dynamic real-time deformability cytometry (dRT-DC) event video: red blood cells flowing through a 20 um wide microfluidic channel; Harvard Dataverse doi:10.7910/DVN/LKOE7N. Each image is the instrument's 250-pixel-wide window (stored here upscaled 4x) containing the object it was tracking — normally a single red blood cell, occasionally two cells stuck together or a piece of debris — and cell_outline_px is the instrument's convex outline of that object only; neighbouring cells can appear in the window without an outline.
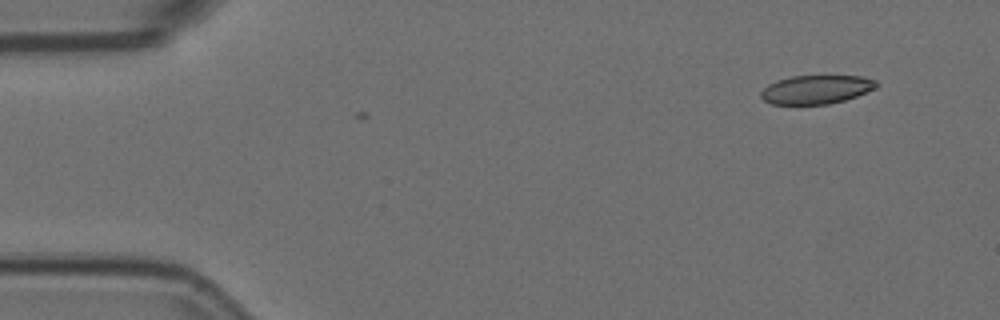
{"species": "Egyptian fruit bat (a non-hibernating species)", "species_latin": "Rousettus aegyptiacus", "temperature_condition": "room temperature", "stored_images_in_passage": 3, "camera_frame_rate_fps": 3000, "um_per_image_px": 0.085, "animal": {"sex": "female"}, "frame": {"image": 1, "passage_image": 1, "time_ms": 0.0, "image_size_px": [1000, 320], "cell_outline_px": [[880, 84], [876, 88], [856, 96], [844, 100], [828, 104], [772, 104], [764, 100], [760, 96], [760, 92], [768, 84], [776, 80], [792, 76], [860, 76], [876, 80]], "centroid_in_image_um": [69.38, 7.6], "position_along_channel_um": 15.6, "area_um2": 19.31}}